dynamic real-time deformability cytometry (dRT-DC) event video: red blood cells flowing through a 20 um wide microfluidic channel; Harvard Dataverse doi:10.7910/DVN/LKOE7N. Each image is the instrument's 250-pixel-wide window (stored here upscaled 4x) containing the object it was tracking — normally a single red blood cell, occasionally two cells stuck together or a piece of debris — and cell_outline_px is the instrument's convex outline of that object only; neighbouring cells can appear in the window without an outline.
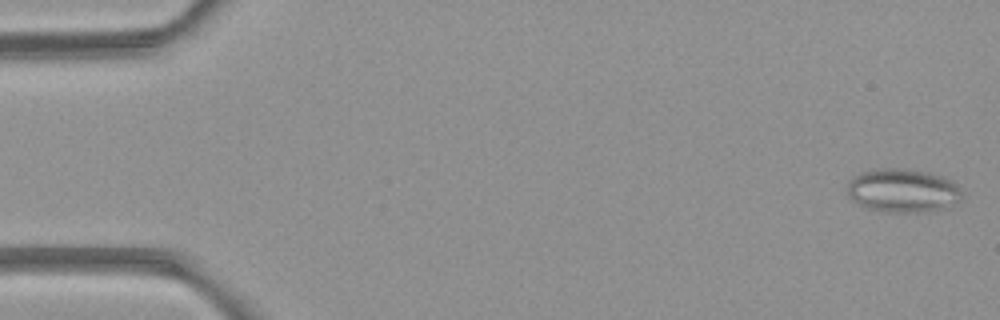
{"species": "common noctule bat (a hibernating species)", "species_latin": "Nyctalus noctula", "temperature_condition": "room temperature", "stored_images_in_passage": 6, "camera_frame_rate_fps": 3000, "um_per_image_px": 0.085, "animal": {"sex": "female", "body_mass_g": 21.9}, "frame": {"image": 1, "passage_image": 1, "time_ms": 0.0, "image_size_px": [1000, 320], "cell_outline_px": [[964, 200], [948, 208], [920, 212], [888, 212], [864, 208], [852, 200], [848, 196], [848, 180], [860, 172], [880, 168], [900, 168], [928, 172], [944, 176], [952, 180], [964, 192]], "centroid_in_image_um": [76.79, 16.2], "position_along_channel_um": 8.2, "area_um2": 29.88}}